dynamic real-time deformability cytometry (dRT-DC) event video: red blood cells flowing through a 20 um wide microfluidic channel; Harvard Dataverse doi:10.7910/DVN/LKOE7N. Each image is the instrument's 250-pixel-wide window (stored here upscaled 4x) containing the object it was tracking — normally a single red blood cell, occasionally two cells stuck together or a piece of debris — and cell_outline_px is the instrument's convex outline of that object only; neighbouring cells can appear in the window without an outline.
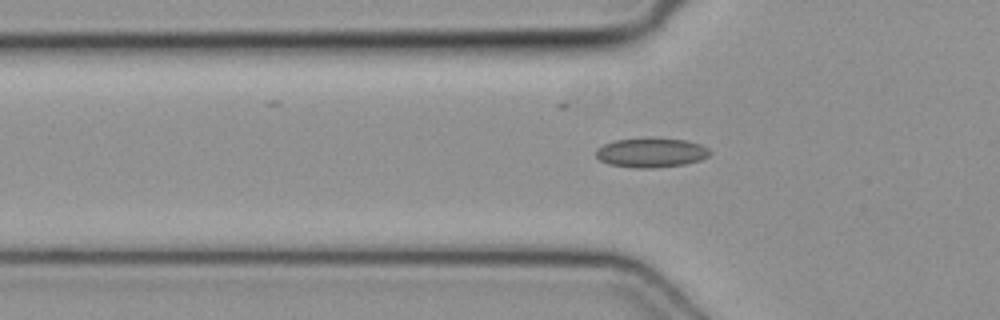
{"species": "common noctule bat (a hibernating species)", "species_latin": "Nyctalus noctula", "temperature_condition": "cold", "stored_images_in_passage": 41, "camera_frame_rate_fps": 3000, "um_per_image_px": 0.085, "animal": {"sex": "female", "body_mass_g": 19.3, "forearm_length_mm": 54.1}, "frame": {"image": 1, "passage_image": 12, "time_ms": 3.667, "image_size_px": [1000, 320], "cell_outline_px": [[712, 152], [708, 156], [700, 160], [684, 164], [652, 168], [636, 168], [608, 164], [600, 160], [596, 156], [596, 148], [604, 144], [616, 140], [684, 140], [700, 144], [708, 148]], "centroid_in_image_um": [55.34, 13.01], "position_along_channel_um": 70.5, "area_um2": 18.9}}
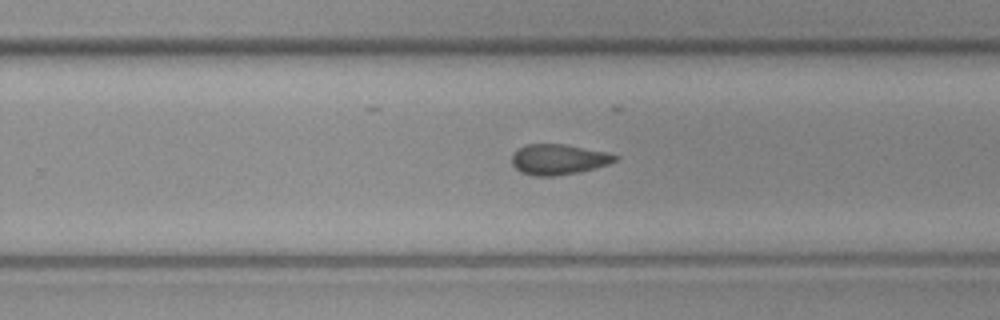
{"frame": {"image": 2, "passage_image": 27, "time_ms": 8.667, "image_size_px": [1000, 320], "cell_outline_px": [[620, 156], [616, 160], [608, 164], [580, 172], [556, 176], [532, 176], [520, 172], [512, 164], [512, 152], [524, 144], [564, 144], [604, 152]], "centroid_in_image_um": [47.42, 13.55], "position_along_channel_um": 282.4, "area_um2": 18.38}}
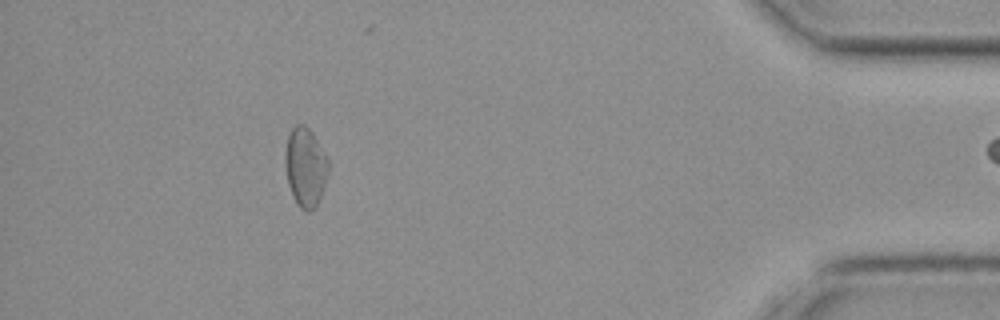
{"frame": {"image": 3, "passage_image": 40, "time_ms": 13.0, "image_size_px": [1000, 320], "cell_outline_px": [[328, 172], [316, 208], [312, 212], [308, 212], [300, 208], [296, 204], [292, 196], [288, 184], [284, 160], [284, 156], [288, 136], [292, 128], [296, 124], [304, 124], [312, 132], [328, 160]], "centroid_in_image_um": [25.93, 14.23], "position_along_channel_um": 409.3, "area_um2": 19.88}}